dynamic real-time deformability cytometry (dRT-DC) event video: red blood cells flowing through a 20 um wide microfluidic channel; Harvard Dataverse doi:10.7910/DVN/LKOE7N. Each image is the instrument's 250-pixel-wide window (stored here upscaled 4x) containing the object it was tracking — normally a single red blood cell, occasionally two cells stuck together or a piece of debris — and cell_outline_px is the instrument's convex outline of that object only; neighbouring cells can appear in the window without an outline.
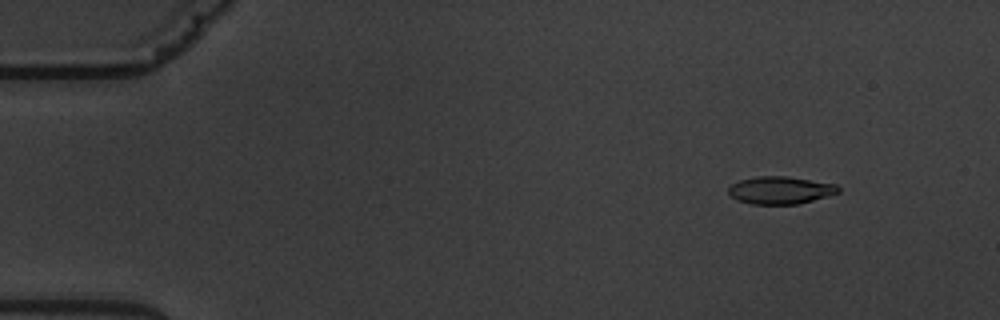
{"species": "common noctule bat (a hibernating species)", "species_latin": "Nyctalus noctula", "temperature_condition": "warm", "stored_images_in_passage": 5, "camera_frame_rate_fps": 3000, "um_per_image_px": 0.085, "animal": {"sex": "male", "body_mass_g": 19.5, "forearm_length_mm": 54.6}, "frame": {"image": 1, "passage_image": 2, "time_ms": 1.333, "image_size_px": [1000, 320], "cell_outline_px": [[840, 192], [800, 204], [752, 204], [736, 200], [728, 192], [728, 188], [732, 184], [740, 180], [760, 176], [788, 176], [836, 184], [840, 188]], "centroid_in_image_um": [66.34, 16.17], "position_along_channel_um": 18.7, "area_um2": 17.63}}
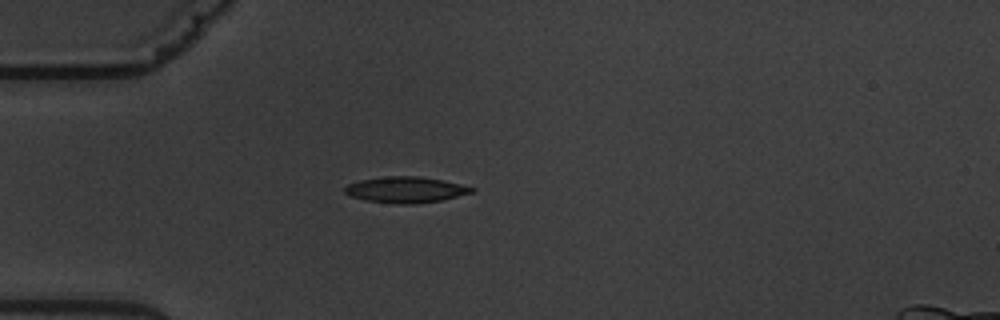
{"frame": {"image": 2, "passage_image": 4, "time_ms": 4.667, "image_size_px": [1000, 320], "cell_outline_px": [[476, 188], [472, 192], [440, 200], [416, 204], [400, 204], [364, 200], [348, 196], [344, 192], [344, 188], [348, 184], [360, 180], [384, 176], [420, 176], [460, 184]], "centroid_in_image_um": [34.42, 16.12], "position_along_channel_um": 50.6, "area_um2": 19.13}}